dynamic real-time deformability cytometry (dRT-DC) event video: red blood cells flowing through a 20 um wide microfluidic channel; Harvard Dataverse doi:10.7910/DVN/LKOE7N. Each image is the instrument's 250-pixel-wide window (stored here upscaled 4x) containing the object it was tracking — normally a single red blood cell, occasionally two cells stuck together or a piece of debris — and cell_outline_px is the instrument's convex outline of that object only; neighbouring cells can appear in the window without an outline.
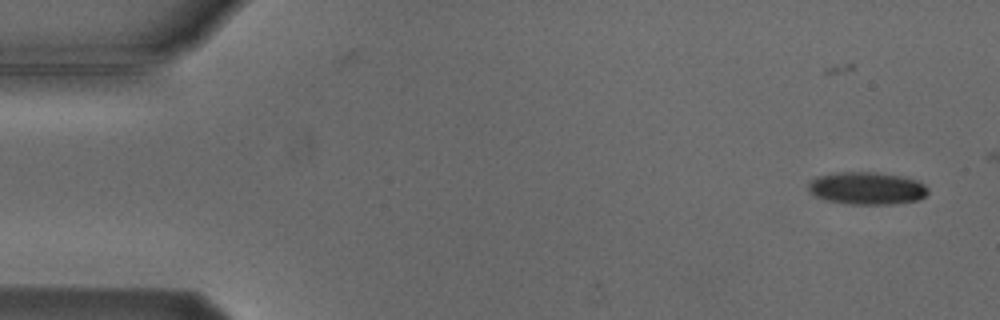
{"species": "Egyptian fruit bat (a non-hibernating species)", "species_latin": "Rousettus aegyptiacus", "temperature_condition": "cold", "stored_images_in_passage": 7, "camera_frame_rate_fps": 3000, "um_per_image_px": 0.085, "animal": {"sex": "male"}, "frame": {"image": 1, "passage_image": 2, "time_ms": 1.0, "image_size_px": [1000, 320], "cell_outline_px": [[928, 192], [920, 200], [892, 204], [852, 204], [824, 200], [816, 196], [808, 188], [808, 184], [816, 176], [836, 172], [876, 172], [908, 176], [924, 184], [928, 188]], "centroid_in_image_um": [73.72, 15.99], "position_along_channel_um": 11.3, "area_um2": 22.89}}
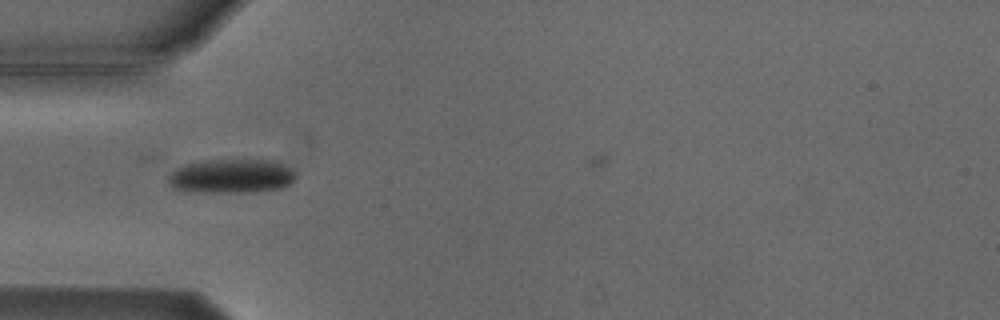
{"frame": {"image": 2, "passage_image": 5, "time_ms": 5.667, "image_size_px": [1000, 320], "cell_outline_px": [[296, 180], [292, 184], [284, 188], [256, 192], [188, 192], [172, 188], [168, 184], [168, 176], [176, 168], [184, 164], [204, 160], [276, 160], [296, 172]], "centroid_in_image_um": [19.69, 14.98], "position_along_channel_um": 65.3, "area_um2": 25.95}}
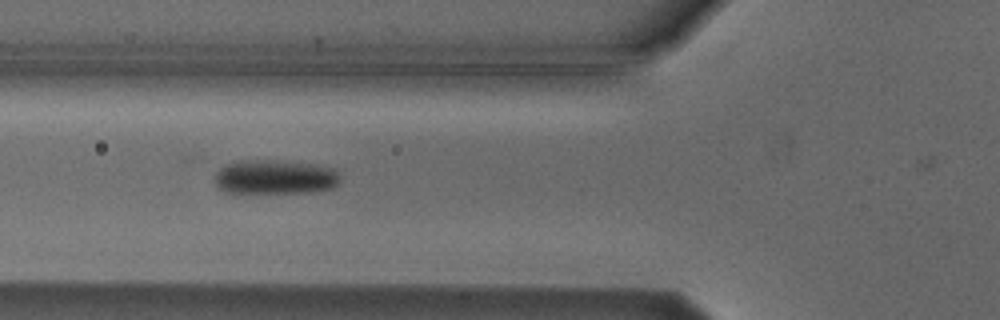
{"frame": {"image": 3, "passage_image": 6, "time_ms": 6.667, "image_size_px": [1000, 320], "cell_outline_px": [[340, 180], [332, 188], [312, 192], [224, 192], [216, 184], [216, 172], [220, 168], [228, 164], [240, 160], [272, 160], [316, 164], [336, 168], [340, 176]], "centroid_in_image_um": [23.42, 15.03], "position_along_channel_um": 102.4, "area_um2": 25.03}}